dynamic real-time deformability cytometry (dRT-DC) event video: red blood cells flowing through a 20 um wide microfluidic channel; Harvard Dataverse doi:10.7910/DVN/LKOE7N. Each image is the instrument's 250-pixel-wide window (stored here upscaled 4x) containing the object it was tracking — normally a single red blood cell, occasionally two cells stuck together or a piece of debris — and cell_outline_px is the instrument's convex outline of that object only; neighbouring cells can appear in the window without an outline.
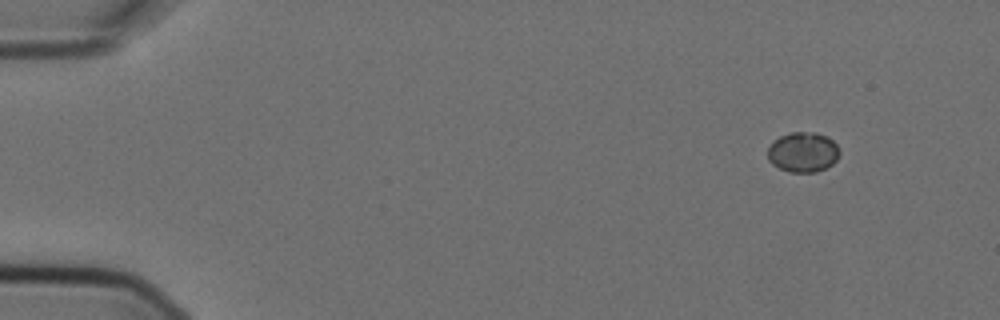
{"species": "Egyptian fruit bat (a non-hibernating species)", "species_latin": "Rousettus aegyptiacus", "temperature_condition": "cold", "stored_images_in_passage": 4, "segment_of_instrument_passage": [2, 2], "camera_frame_rate_fps": 3000, "um_per_image_px": 0.085, "animal": {"sex": "female"}, "frame": {"image": 1, "passage_image": 4, "time_ms": 1.0, "image_size_px": [1000, 320], "cell_outline_px": [[840, 152], [836, 160], [832, 164], [816, 172], [788, 172], [772, 164], [768, 160], [768, 148], [780, 136], [792, 132], [816, 132], [828, 136], [840, 148]], "centroid_in_image_um": [68.28, 12.93], "position_along_channel_um": 16.7, "area_um2": 16.76}}